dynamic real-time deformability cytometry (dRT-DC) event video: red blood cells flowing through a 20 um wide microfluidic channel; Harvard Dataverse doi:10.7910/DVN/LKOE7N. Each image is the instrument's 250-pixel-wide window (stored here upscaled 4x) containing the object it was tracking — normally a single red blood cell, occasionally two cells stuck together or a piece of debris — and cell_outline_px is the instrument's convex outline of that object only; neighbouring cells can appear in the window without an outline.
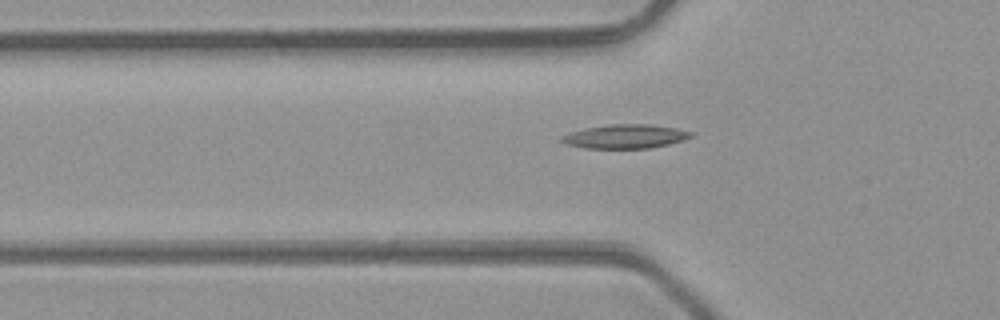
{"species": "common noctule bat (a hibernating species)", "species_latin": "Nyctalus noctula", "temperature_condition": "room temperature", "stored_images_in_passage": 35, "camera_frame_rate_fps": 3000, "um_per_image_px": 0.085, "animal": {"sex": "male", "body_mass_g": 23.1, "forearm_length_mm": 52.7}, "frame": {"image": 1, "passage_image": 3, "time_ms": 0.667, "image_size_px": [1000, 320], "cell_outline_px": [[692, 136], [684, 140], [668, 144], [648, 148], [584, 148], [568, 144], [560, 140], [560, 136], [584, 128], [608, 124], [652, 124], [676, 128], [692, 132]], "centroid_in_image_um": [53.15, 11.59], "position_along_channel_um": 72.7, "area_um2": 17.98}}
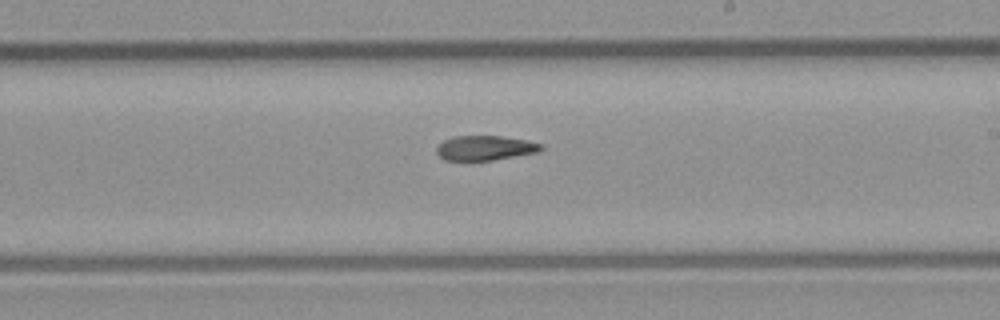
{"frame": {"image": 2, "passage_image": 15, "time_ms": 4.667, "image_size_px": [1000, 320], "cell_outline_px": [[544, 148], [536, 152], [492, 160], [444, 160], [436, 152], [436, 148], [444, 140], [452, 136], [500, 136], [524, 140], [544, 144]], "centroid_in_image_um": [41.21, 12.57], "position_along_channel_um": 247.8, "area_um2": 14.85}}
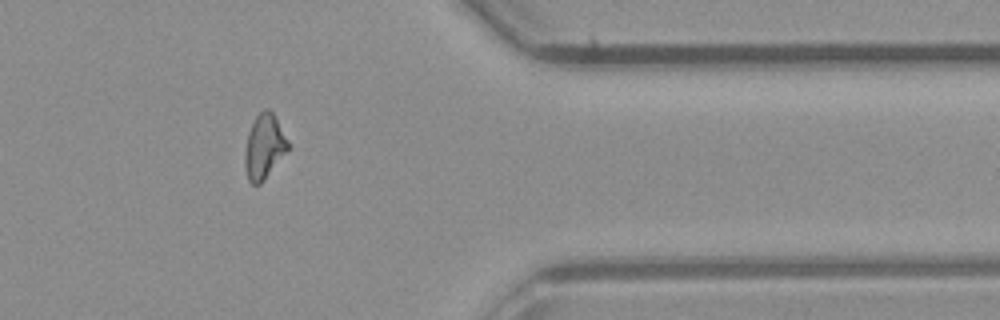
{"frame": {"image": 3, "passage_image": 26, "time_ms": 8.333, "image_size_px": [1000, 320], "cell_outline_px": [[288, 148], [264, 180], [260, 184], [252, 184], [248, 180], [244, 164], [244, 152], [248, 132], [256, 116], [264, 108], [268, 108], [272, 112], [288, 140]], "centroid_in_image_um": [22.42, 12.46], "position_along_channel_um": 389.0, "area_um2": 15.95}}